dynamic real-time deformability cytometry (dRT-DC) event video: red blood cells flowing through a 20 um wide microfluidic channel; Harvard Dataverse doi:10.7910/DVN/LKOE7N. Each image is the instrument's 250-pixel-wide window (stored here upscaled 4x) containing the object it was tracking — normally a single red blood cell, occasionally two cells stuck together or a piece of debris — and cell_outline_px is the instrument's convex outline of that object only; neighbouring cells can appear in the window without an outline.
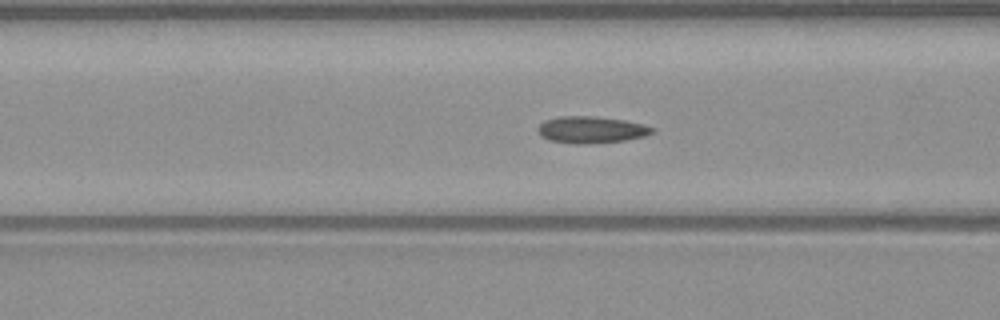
{"species": "common noctule bat (a hibernating species)", "species_latin": "Nyctalus noctula", "temperature_condition": "warm", "stored_images_in_passage": 52, "camera_frame_rate_fps": 3000, "um_per_image_px": 0.085, "animal": {"sex": "male", "body_mass_g": 23.1, "forearm_length_mm": 52.7}, "frame": {"image": 1, "passage_image": 21, "time_ms": 6.667, "image_size_px": [1000, 320], "cell_outline_px": [[656, 132], [644, 136], [624, 140], [584, 144], [576, 144], [548, 140], [540, 136], [536, 128], [544, 120], [560, 116], [596, 116], [624, 120], [644, 124], [656, 128]], "centroid_in_image_um": [50.25, 11.02], "position_along_channel_um": 116.4, "area_um2": 18.03}}
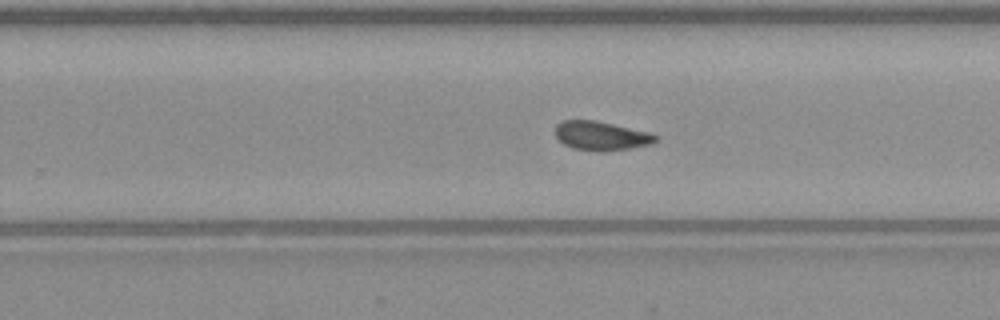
{"frame": {"image": 2, "passage_image": 33, "time_ms": 10.667, "image_size_px": [1000, 320], "cell_outline_px": [[660, 140], [652, 144], [604, 152], [600, 152], [572, 148], [564, 144], [556, 136], [556, 124], [560, 120], [596, 120], [648, 132], [660, 136]], "centroid_in_image_um": [51.12, 11.54], "position_along_channel_um": 278.7, "area_um2": 17.11}}
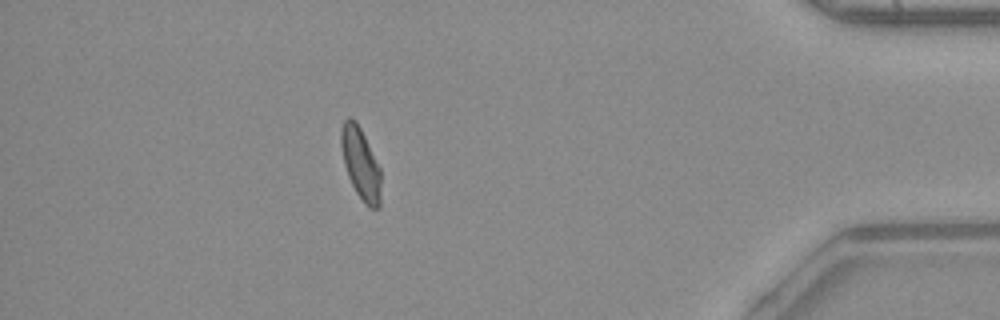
{"frame": {"image": 3, "passage_image": 46, "time_ms": 15.0, "image_size_px": [1000, 320], "cell_outline_px": [[380, 208], [368, 208], [364, 204], [356, 192], [348, 176], [344, 164], [340, 144], [340, 132], [344, 120], [348, 116], [352, 116], [356, 120], [380, 168]], "centroid_in_image_um": [30.63, 13.89], "position_along_channel_um": 404.6, "area_um2": 16.65}, "authors_computed_cell_mechanics": {"area_um2": 17.1088, "velocity_mm_per_s": 4.0602, "shape_relaxation_time_tau1_ms": null, "shape_relaxation_time_tau2_ms": 3.5343, "deformation_change_tau1": null, "deformation_change_tau2": 0.0835}}